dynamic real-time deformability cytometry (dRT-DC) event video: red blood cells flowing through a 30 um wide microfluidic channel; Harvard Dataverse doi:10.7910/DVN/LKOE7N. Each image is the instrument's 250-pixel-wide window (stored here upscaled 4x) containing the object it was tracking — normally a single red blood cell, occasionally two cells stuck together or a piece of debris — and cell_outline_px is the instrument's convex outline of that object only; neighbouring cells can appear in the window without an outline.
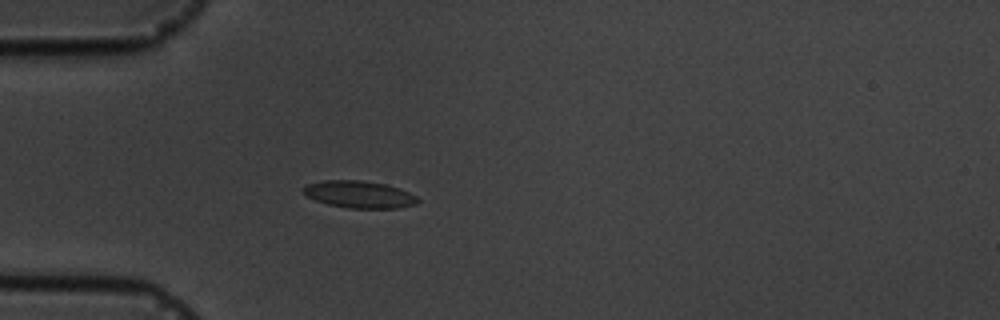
{"species": "common noctule bat (a hibernating species)", "species_latin": "Nyctalus noctula", "temperature_condition": "cold", "stored_images_in_passage": 4, "camera_frame_rate_fps": 3000, "um_per_image_px": 0.085, "animal": {"sex": "male", "body_mass_g": 19.5, "forearm_length_mm": 54.6}, "frame": {"image": 1, "passage_image": 4, "time_ms": 3.667, "image_size_px": [1000, 320], "cell_outline_px": [[420, 200], [416, 204], [396, 208], [348, 208], [328, 204], [316, 200], [308, 196], [300, 188], [308, 184], [324, 180], [360, 180], [388, 184], [400, 188], [416, 196]], "centroid_in_image_um": [30.55, 16.52], "position_along_channel_um": 54.4, "area_um2": 18.09}}